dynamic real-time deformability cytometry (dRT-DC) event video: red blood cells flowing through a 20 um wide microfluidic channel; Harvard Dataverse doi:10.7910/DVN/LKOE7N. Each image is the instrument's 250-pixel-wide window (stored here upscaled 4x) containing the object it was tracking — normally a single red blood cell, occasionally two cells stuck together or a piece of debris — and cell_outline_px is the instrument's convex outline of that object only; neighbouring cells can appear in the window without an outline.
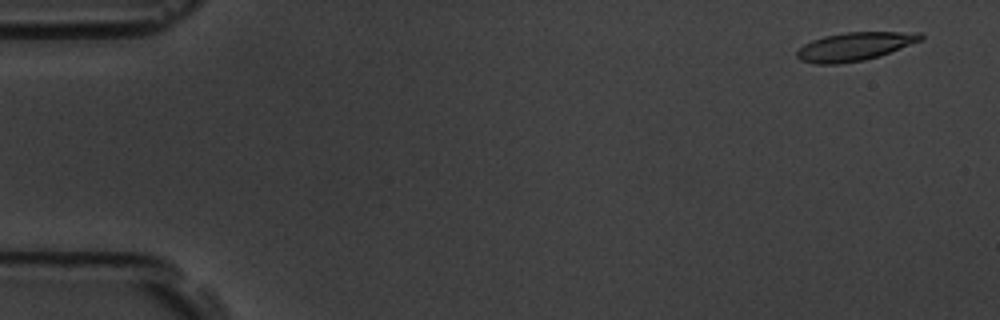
{"species": "common noctule bat (a hibernating species)", "species_latin": "Nyctalus noctula", "temperature_condition": "room temperature", "stored_images_in_passage": 5, "camera_frame_rate_fps": 3000, "um_per_image_px": 0.085, "animal": {"sex": "male", "body_mass_g": 19.5, "forearm_length_mm": 54.6}, "frame": {"image": 1, "passage_image": 1, "time_ms": 0.0, "image_size_px": [1000, 320], "cell_outline_px": [[924, 40], [880, 56], [864, 60], [836, 64], [812, 64], [800, 60], [796, 56], [796, 52], [804, 44], [812, 40], [824, 36], [844, 32], [924, 32]], "centroid_in_image_um": [72.68, 3.95], "position_along_channel_um": 12.3, "area_um2": 20.75}}
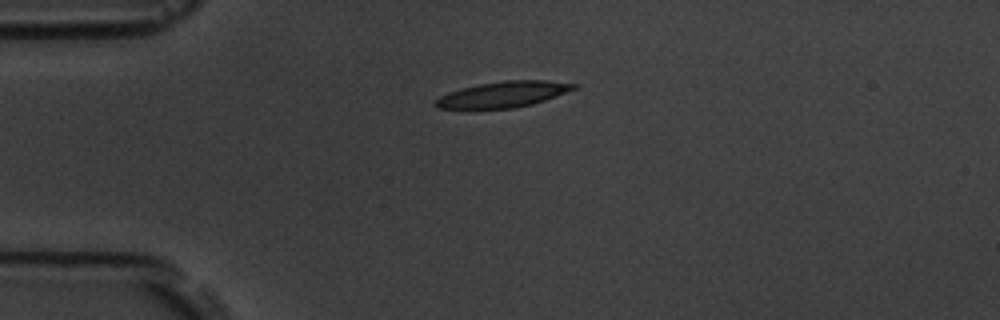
{"frame": {"image": 2, "passage_image": 4, "time_ms": 3.667, "image_size_px": [1000, 320], "cell_outline_px": [[576, 88], [556, 96], [532, 104], [512, 108], [468, 112], [436, 108], [432, 104], [440, 96], [448, 92], [460, 88], [476, 84], [504, 80], [544, 80], [576, 84]], "centroid_in_image_um": [42.59, 8.08], "position_along_channel_um": 42.4, "area_um2": 21.79}}